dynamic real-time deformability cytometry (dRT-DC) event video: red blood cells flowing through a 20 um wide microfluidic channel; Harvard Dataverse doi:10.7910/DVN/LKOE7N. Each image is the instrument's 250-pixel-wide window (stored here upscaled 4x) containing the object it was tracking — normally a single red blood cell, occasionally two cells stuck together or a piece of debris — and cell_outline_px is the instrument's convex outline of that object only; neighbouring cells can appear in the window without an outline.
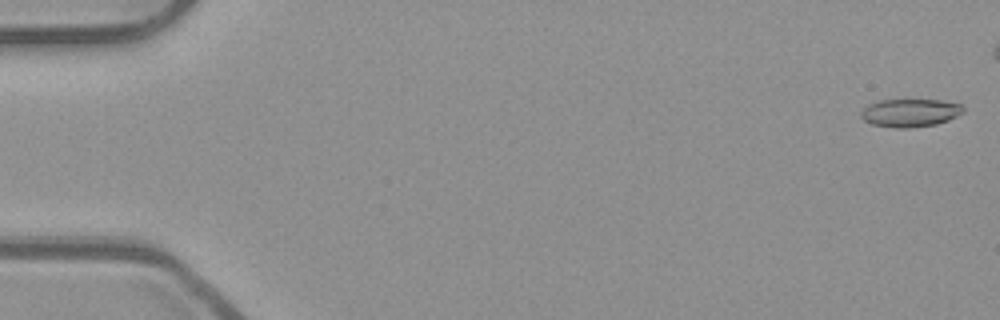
{"species": "common noctule bat (a hibernating species)", "species_latin": "Nyctalus noctula", "temperature_condition": "room temperature", "stored_images_in_passage": 15, "camera_frame_rate_fps": 3000, "um_per_image_px": 0.085, "animal": {"sex": "male", "body_mass_g": 23.1, "forearm_length_mm": 52.7}, "frame": {"image": 1, "passage_image": 1, "time_ms": 0.0, "image_size_px": [1000, 320], "cell_outline_px": [[964, 112], [948, 120], [936, 124], [908, 128], [896, 128], [872, 124], [864, 120], [860, 116], [860, 112], [868, 104], [880, 100], [940, 100], [960, 104], [964, 108]], "centroid_in_image_um": [77.34, 9.59], "position_along_channel_um": 7.7, "area_um2": 16.65}}